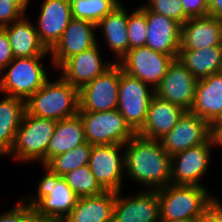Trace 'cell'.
I'll return each instance as SVG.
<instances>
[{
    "mask_svg": "<svg viewBox=\"0 0 222 222\" xmlns=\"http://www.w3.org/2000/svg\"><path fill=\"white\" fill-rule=\"evenodd\" d=\"M125 179L139 190H157L170 184L171 156L160 140L136 134L125 144Z\"/></svg>",
    "mask_w": 222,
    "mask_h": 222,
    "instance_id": "cell-1",
    "label": "cell"
},
{
    "mask_svg": "<svg viewBox=\"0 0 222 222\" xmlns=\"http://www.w3.org/2000/svg\"><path fill=\"white\" fill-rule=\"evenodd\" d=\"M40 166L43 173L35 186L36 191L20 197L34 208L36 217L63 221L76 205L79 197L62 176L51 172L44 165Z\"/></svg>",
    "mask_w": 222,
    "mask_h": 222,
    "instance_id": "cell-2",
    "label": "cell"
},
{
    "mask_svg": "<svg viewBox=\"0 0 222 222\" xmlns=\"http://www.w3.org/2000/svg\"><path fill=\"white\" fill-rule=\"evenodd\" d=\"M52 70L56 72L48 55L14 58L0 73V94L27 101L52 77Z\"/></svg>",
    "mask_w": 222,
    "mask_h": 222,
    "instance_id": "cell-3",
    "label": "cell"
},
{
    "mask_svg": "<svg viewBox=\"0 0 222 222\" xmlns=\"http://www.w3.org/2000/svg\"><path fill=\"white\" fill-rule=\"evenodd\" d=\"M161 222L199 219L217 196L209 187L169 184L157 189Z\"/></svg>",
    "mask_w": 222,
    "mask_h": 222,
    "instance_id": "cell-4",
    "label": "cell"
},
{
    "mask_svg": "<svg viewBox=\"0 0 222 222\" xmlns=\"http://www.w3.org/2000/svg\"><path fill=\"white\" fill-rule=\"evenodd\" d=\"M53 76L26 101V111L39 118L60 121L78 114L79 90L60 75ZM55 77V79H54Z\"/></svg>",
    "mask_w": 222,
    "mask_h": 222,
    "instance_id": "cell-5",
    "label": "cell"
},
{
    "mask_svg": "<svg viewBox=\"0 0 222 222\" xmlns=\"http://www.w3.org/2000/svg\"><path fill=\"white\" fill-rule=\"evenodd\" d=\"M57 121L39 118L25 112L22 123L17 131L14 145L6 156L13 164L45 165L47 163V148L54 134ZM37 163V164H36Z\"/></svg>",
    "mask_w": 222,
    "mask_h": 222,
    "instance_id": "cell-6",
    "label": "cell"
},
{
    "mask_svg": "<svg viewBox=\"0 0 222 222\" xmlns=\"http://www.w3.org/2000/svg\"><path fill=\"white\" fill-rule=\"evenodd\" d=\"M212 153H215V150L210 139L207 143L189 147L172 155L170 184L207 187V183L203 180L208 176V171L210 174V169L214 167Z\"/></svg>",
    "mask_w": 222,
    "mask_h": 222,
    "instance_id": "cell-7",
    "label": "cell"
},
{
    "mask_svg": "<svg viewBox=\"0 0 222 222\" xmlns=\"http://www.w3.org/2000/svg\"><path fill=\"white\" fill-rule=\"evenodd\" d=\"M84 124L86 142L94 145H125L136 132L117 109L102 112H78Z\"/></svg>",
    "mask_w": 222,
    "mask_h": 222,
    "instance_id": "cell-8",
    "label": "cell"
},
{
    "mask_svg": "<svg viewBox=\"0 0 222 222\" xmlns=\"http://www.w3.org/2000/svg\"><path fill=\"white\" fill-rule=\"evenodd\" d=\"M154 95L150 85L125 73L120 66L117 110L135 132L143 126Z\"/></svg>",
    "mask_w": 222,
    "mask_h": 222,
    "instance_id": "cell-9",
    "label": "cell"
},
{
    "mask_svg": "<svg viewBox=\"0 0 222 222\" xmlns=\"http://www.w3.org/2000/svg\"><path fill=\"white\" fill-rule=\"evenodd\" d=\"M124 150L123 144L92 147L88 165L96 180L106 191L119 192L125 188Z\"/></svg>",
    "mask_w": 222,
    "mask_h": 222,
    "instance_id": "cell-10",
    "label": "cell"
},
{
    "mask_svg": "<svg viewBox=\"0 0 222 222\" xmlns=\"http://www.w3.org/2000/svg\"><path fill=\"white\" fill-rule=\"evenodd\" d=\"M120 65L114 63L104 73L79 90L78 112H102L117 109Z\"/></svg>",
    "mask_w": 222,
    "mask_h": 222,
    "instance_id": "cell-11",
    "label": "cell"
},
{
    "mask_svg": "<svg viewBox=\"0 0 222 222\" xmlns=\"http://www.w3.org/2000/svg\"><path fill=\"white\" fill-rule=\"evenodd\" d=\"M174 58L156 52L148 46L130 49L118 62L122 71L132 77L139 78L154 90L167 73Z\"/></svg>",
    "mask_w": 222,
    "mask_h": 222,
    "instance_id": "cell-12",
    "label": "cell"
},
{
    "mask_svg": "<svg viewBox=\"0 0 222 222\" xmlns=\"http://www.w3.org/2000/svg\"><path fill=\"white\" fill-rule=\"evenodd\" d=\"M104 52L106 51L103 50L100 44H96L68 58L56 70V75H60L66 82L80 90L114 64L111 58L108 56L105 58Z\"/></svg>",
    "mask_w": 222,
    "mask_h": 222,
    "instance_id": "cell-13",
    "label": "cell"
},
{
    "mask_svg": "<svg viewBox=\"0 0 222 222\" xmlns=\"http://www.w3.org/2000/svg\"><path fill=\"white\" fill-rule=\"evenodd\" d=\"M124 191L116 192L112 222H161L157 190Z\"/></svg>",
    "mask_w": 222,
    "mask_h": 222,
    "instance_id": "cell-14",
    "label": "cell"
},
{
    "mask_svg": "<svg viewBox=\"0 0 222 222\" xmlns=\"http://www.w3.org/2000/svg\"><path fill=\"white\" fill-rule=\"evenodd\" d=\"M37 9L36 31L42 44L51 51L73 19L70 0H42Z\"/></svg>",
    "mask_w": 222,
    "mask_h": 222,
    "instance_id": "cell-15",
    "label": "cell"
},
{
    "mask_svg": "<svg viewBox=\"0 0 222 222\" xmlns=\"http://www.w3.org/2000/svg\"><path fill=\"white\" fill-rule=\"evenodd\" d=\"M197 79L177 59L168 67L167 73L155 88V95L160 99L190 111L195 101Z\"/></svg>",
    "mask_w": 222,
    "mask_h": 222,
    "instance_id": "cell-16",
    "label": "cell"
},
{
    "mask_svg": "<svg viewBox=\"0 0 222 222\" xmlns=\"http://www.w3.org/2000/svg\"><path fill=\"white\" fill-rule=\"evenodd\" d=\"M210 139L211 125L191 111H185L160 142L164 150L172 156L189 147L207 143Z\"/></svg>",
    "mask_w": 222,
    "mask_h": 222,
    "instance_id": "cell-17",
    "label": "cell"
},
{
    "mask_svg": "<svg viewBox=\"0 0 222 222\" xmlns=\"http://www.w3.org/2000/svg\"><path fill=\"white\" fill-rule=\"evenodd\" d=\"M97 26L89 21L72 19L59 42L50 51L55 70L68 58L87 50L97 42Z\"/></svg>",
    "mask_w": 222,
    "mask_h": 222,
    "instance_id": "cell-18",
    "label": "cell"
},
{
    "mask_svg": "<svg viewBox=\"0 0 222 222\" xmlns=\"http://www.w3.org/2000/svg\"><path fill=\"white\" fill-rule=\"evenodd\" d=\"M123 2L124 0L96 25L97 37L99 38L97 42L102 48L106 46L104 51L108 49L110 54H107V56H112L111 59L114 63H118L129 51L127 5L123 4Z\"/></svg>",
    "mask_w": 222,
    "mask_h": 222,
    "instance_id": "cell-19",
    "label": "cell"
},
{
    "mask_svg": "<svg viewBox=\"0 0 222 222\" xmlns=\"http://www.w3.org/2000/svg\"><path fill=\"white\" fill-rule=\"evenodd\" d=\"M146 22L148 31L146 46L177 59L180 51L181 24L147 8Z\"/></svg>",
    "mask_w": 222,
    "mask_h": 222,
    "instance_id": "cell-20",
    "label": "cell"
},
{
    "mask_svg": "<svg viewBox=\"0 0 222 222\" xmlns=\"http://www.w3.org/2000/svg\"><path fill=\"white\" fill-rule=\"evenodd\" d=\"M185 110L154 95L150 101L146 120L136 134L153 140H160L178 122Z\"/></svg>",
    "mask_w": 222,
    "mask_h": 222,
    "instance_id": "cell-21",
    "label": "cell"
},
{
    "mask_svg": "<svg viewBox=\"0 0 222 222\" xmlns=\"http://www.w3.org/2000/svg\"><path fill=\"white\" fill-rule=\"evenodd\" d=\"M32 16L25 14L19 20L3 27L7 32L14 58L50 56V51L40 41Z\"/></svg>",
    "mask_w": 222,
    "mask_h": 222,
    "instance_id": "cell-22",
    "label": "cell"
},
{
    "mask_svg": "<svg viewBox=\"0 0 222 222\" xmlns=\"http://www.w3.org/2000/svg\"><path fill=\"white\" fill-rule=\"evenodd\" d=\"M220 18H189L181 25L180 49H204L221 46Z\"/></svg>",
    "mask_w": 222,
    "mask_h": 222,
    "instance_id": "cell-23",
    "label": "cell"
},
{
    "mask_svg": "<svg viewBox=\"0 0 222 222\" xmlns=\"http://www.w3.org/2000/svg\"><path fill=\"white\" fill-rule=\"evenodd\" d=\"M192 113L212 125L222 115V71L197 81Z\"/></svg>",
    "mask_w": 222,
    "mask_h": 222,
    "instance_id": "cell-24",
    "label": "cell"
},
{
    "mask_svg": "<svg viewBox=\"0 0 222 222\" xmlns=\"http://www.w3.org/2000/svg\"><path fill=\"white\" fill-rule=\"evenodd\" d=\"M115 191L80 197L63 222H112Z\"/></svg>",
    "mask_w": 222,
    "mask_h": 222,
    "instance_id": "cell-25",
    "label": "cell"
},
{
    "mask_svg": "<svg viewBox=\"0 0 222 222\" xmlns=\"http://www.w3.org/2000/svg\"><path fill=\"white\" fill-rule=\"evenodd\" d=\"M0 97V158L11 151L17 131L26 112V101L1 94Z\"/></svg>",
    "mask_w": 222,
    "mask_h": 222,
    "instance_id": "cell-26",
    "label": "cell"
},
{
    "mask_svg": "<svg viewBox=\"0 0 222 222\" xmlns=\"http://www.w3.org/2000/svg\"><path fill=\"white\" fill-rule=\"evenodd\" d=\"M178 60L197 80H200L222 71V46L180 49Z\"/></svg>",
    "mask_w": 222,
    "mask_h": 222,
    "instance_id": "cell-27",
    "label": "cell"
},
{
    "mask_svg": "<svg viewBox=\"0 0 222 222\" xmlns=\"http://www.w3.org/2000/svg\"><path fill=\"white\" fill-rule=\"evenodd\" d=\"M86 142L84 124L79 114L57 121L54 134L47 148V162Z\"/></svg>",
    "mask_w": 222,
    "mask_h": 222,
    "instance_id": "cell-28",
    "label": "cell"
},
{
    "mask_svg": "<svg viewBox=\"0 0 222 222\" xmlns=\"http://www.w3.org/2000/svg\"><path fill=\"white\" fill-rule=\"evenodd\" d=\"M93 145L85 142L68 152L52 157L44 166L59 176L89 164Z\"/></svg>",
    "mask_w": 222,
    "mask_h": 222,
    "instance_id": "cell-29",
    "label": "cell"
},
{
    "mask_svg": "<svg viewBox=\"0 0 222 222\" xmlns=\"http://www.w3.org/2000/svg\"><path fill=\"white\" fill-rule=\"evenodd\" d=\"M123 0H70L72 17L89 21L95 25L99 23Z\"/></svg>",
    "mask_w": 222,
    "mask_h": 222,
    "instance_id": "cell-30",
    "label": "cell"
},
{
    "mask_svg": "<svg viewBox=\"0 0 222 222\" xmlns=\"http://www.w3.org/2000/svg\"><path fill=\"white\" fill-rule=\"evenodd\" d=\"M62 177L79 198L98 196L106 191L90 171L89 165L78 167Z\"/></svg>",
    "mask_w": 222,
    "mask_h": 222,
    "instance_id": "cell-31",
    "label": "cell"
},
{
    "mask_svg": "<svg viewBox=\"0 0 222 222\" xmlns=\"http://www.w3.org/2000/svg\"><path fill=\"white\" fill-rule=\"evenodd\" d=\"M127 5V35L129 40V50L146 46L147 22L146 7L140 3L129 9ZM138 5V6H137Z\"/></svg>",
    "mask_w": 222,
    "mask_h": 222,
    "instance_id": "cell-32",
    "label": "cell"
},
{
    "mask_svg": "<svg viewBox=\"0 0 222 222\" xmlns=\"http://www.w3.org/2000/svg\"><path fill=\"white\" fill-rule=\"evenodd\" d=\"M142 4L149 11L172 18L181 25L188 20L183 13L181 0H144Z\"/></svg>",
    "mask_w": 222,
    "mask_h": 222,
    "instance_id": "cell-33",
    "label": "cell"
},
{
    "mask_svg": "<svg viewBox=\"0 0 222 222\" xmlns=\"http://www.w3.org/2000/svg\"><path fill=\"white\" fill-rule=\"evenodd\" d=\"M6 210H0V222H32L36 217L34 208L21 197Z\"/></svg>",
    "mask_w": 222,
    "mask_h": 222,
    "instance_id": "cell-34",
    "label": "cell"
},
{
    "mask_svg": "<svg viewBox=\"0 0 222 222\" xmlns=\"http://www.w3.org/2000/svg\"><path fill=\"white\" fill-rule=\"evenodd\" d=\"M25 13L10 0H0V27L10 25L19 20Z\"/></svg>",
    "mask_w": 222,
    "mask_h": 222,
    "instance_id": "cell-35",
    "label": "cell"
},
{
    "mask_svg": "<svg viewBox=\"0 0 222 222\" xmlns=\"http://www.w3.org/2000/svg\"><path fill=\"white\" fill-rule=\"evenodd\" d=\"M181 3L188 19L209 16L208 0H181Z\"/></svg>",
    "mask_w": 222,
    "mask_h": 222,
    "instance_id": "cell-36",
    "label": "cell"
},
{
    "mask_svg": "<svg viewBox=\"0 0 222 222\" xmlns=\"http://www.w3.org/2000/svg\"><path fill=\"white\" fill-rule=\"evenodd\" d=\"M14 55L7 32L0 27V73L12 62Z\"/></svg>",
    "mask_w": 222,
    "mask_h": 222,
    "instance_id": "cell-37",
    "label": "cell"
},
{
    "mask_svg": "<svg viewBox=\"0 0 222 222\" xmlns=\"http://www.w3.org/2000/svg\"><path fill=\"white\" fill-rule=\"evenodd\" d=\"M198 222H222V200L219 197L206 209Z\"/></svg>",
    "mask_w": 222,
    "mask_h": 222,
    "instance_id": "cell-38",
    "label": "cell"
},
{
    "mask_svg": "<svg viewBox=\"0 0 222 222\" xmlns=\"http://www.w3.org/2000/svg\"><path fill=\"white\" fill-rule=\"evenodd\" d=\"M211 139L215 151L222 149V121H215L211 125ZM218 147V148H217Z\"/></svg>",
    "mask_w": 222,
    "mask_h": 222,
    "instance_id": "cell-39",
    "label": "cell"
},
{
    "mask_svg": "<svg viewBox=\"0 0 222 222\" xmlns=\"http://www.w3.org/2000/svg\"><path fill=\"white\" fill-rule=\"evenodd\" d=\"M209 16L222 18V0H208Z\"/></svg>",
    "mask_w": 222,
    "mask_h": 222,
    "instance_id": "cell-40",
    "label": "cell"
},
{
    "mask_svg": "<svg viewBox=\"0 0 222 222\" xmlns=\"http://www.w3.org/2000/svg\"><path fill=\"white\" fill-rule=\"evenodd\" d=\"M11 2L15 3L25 14L31 9V5L34 4L32 0H10Z\"/></svg>",
    "mask_w": 222,
    "mask_h": 222,
    "instance_id": "cell-41",
    "label": "cell"
},
{
    "mask_svg": "<svg viewBox=\"0 0 222 222\" xmlns=\"http://www.w3.org/2000/svg\"><path fill=\"white\" fill-rule=\"evenodd\" d=\"M32 222H63L62 220L58 219H49V218H39L35 217Z\"/></svg>",
    "mask_w": 222,
    "mask_h": 222,
    "instance_id": "cell-42",
    "label": "cell"
},
{
    "mask_svg": "<svg viewBox=\"0 0 222 222\" xmlns=\"http://www.w3.org/2000/svg\"><path fill=\"white\" fill-rule=\"evenodd\" d=\"M166 222H198V219H177L175 221H166Z\"/></svg>",
    "mask_w": 222,
    "mask_h": 222,
    "instance_id": "cell-43",
    "label": "cell"
},
{
    "mask_svg": "<svg viewBox=\"0 0 222 222\" xmlns=\"http://www.w3.org/2000/svg\"><path fill=\"white\" fill-rule=\"evenodd\" d=\"M220 25H221V33H220V35H221V46H222V18H220Z\"/></svg>",
    "mask_w": 222,
    "mask_h": 222,
    "instance_id": "cell-44",
    "label": "cell"
},
{
    "mask_svg": "<svg viewBox=\"0 0 222 222\" xmlns=\"http://www.w3.org/2000/svg\"><path fill=\"white\" fill-rule=\"evenodd\" d=\"M217 121H222V115H221V117Z\"/></svg>",
    "mask_w": 222,
    "mask_h": 222,
    "instance_id": "cell-45",
    "label": "cell"
}]
</instances>
